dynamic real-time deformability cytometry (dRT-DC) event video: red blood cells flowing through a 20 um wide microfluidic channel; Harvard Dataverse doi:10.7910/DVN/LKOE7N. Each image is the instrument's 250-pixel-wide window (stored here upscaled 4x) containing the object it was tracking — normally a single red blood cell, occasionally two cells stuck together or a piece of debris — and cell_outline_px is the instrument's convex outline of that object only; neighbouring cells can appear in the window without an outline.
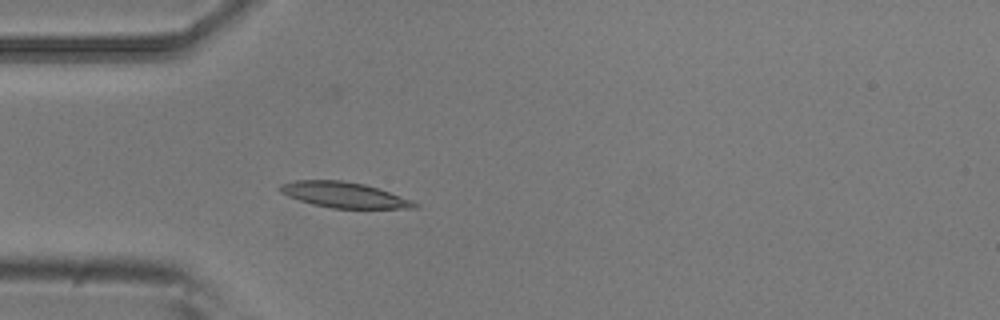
{"species": "common noctule bat (a hibernating species)", "species_latin": "Nyctalus noctula", "temperature_condition": "room temperature", "stored_images_in_passage": 4, "camera_frame_rate_fps": 3000, "um_per_image_px": 0.085, "animal": {"sex": "male", "body_mass_g": 20.5, "forearm_length_mm": 52.5}, "frame": {"image": 1, "passage_image": 4, "time_ms": 1.0, "image_size_px": [1000, 320], "cell_outline_px": [[420, 208], [332, 208], [312, 204], [288, 196], [280, 192], [276, 188], [280, 184], [296, 180], [340, 180], [364, 184], [412, 200], [420, 204]], "centroid_in_image_um": [29.22, 16.56], "position_along_channel_um": 55.8, "area_um2": 19.94}}